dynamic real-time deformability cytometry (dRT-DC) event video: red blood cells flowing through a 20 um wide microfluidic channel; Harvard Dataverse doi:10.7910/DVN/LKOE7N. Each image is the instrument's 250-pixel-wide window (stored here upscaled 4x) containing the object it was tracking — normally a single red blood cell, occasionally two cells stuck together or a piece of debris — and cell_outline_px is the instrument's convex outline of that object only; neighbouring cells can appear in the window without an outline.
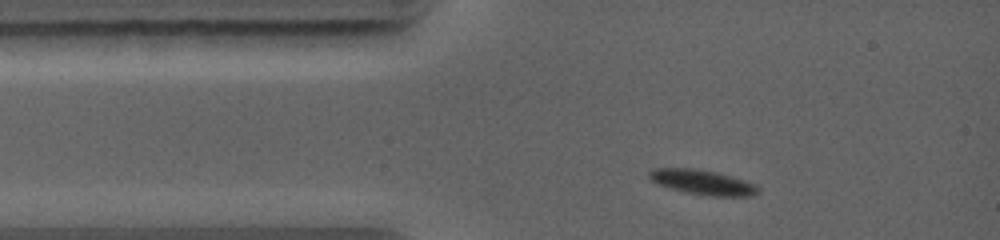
{"species": "common noctule bat (a hibernating species)", "species_latin": "Nyctalus noctula", "temperature_condition": "warm", "stored_images_in_passage": 4, "camera_frame_rate_fps": 5000, "um_per_image_px": 0.085, "animal": {"sex": "female", "body_mass_g": 19.0, "forearm_length_mm": 56.7}, "frame": {"image": 1, "passage_image": 1, "time_ms": 0.0, "image_size_px": [1000, 240], "cell_outline_px": [[760, 192], [752, 196], [712, 196], [684, 192], [660, 184], [652, 180], [648, 176], [648, 172], [656, 168], [696, 168], [716, 172], [732, 176], [756, 184], [760, 188]], "centroid_in_image_um": [59.78, 15.49], "position_along_channel_um": 25.2, "area_um2": 15.72}}
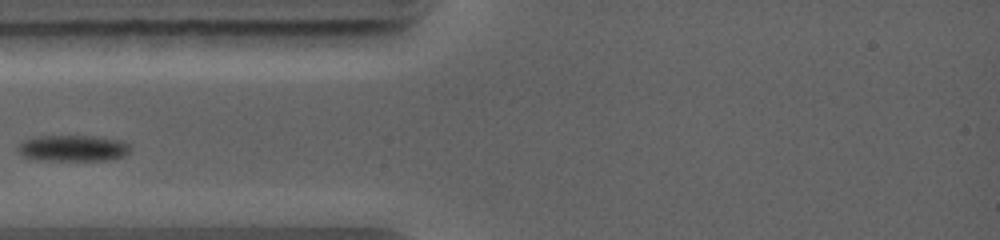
{"frame": {"image": 2, "passage_image": 3, "time_ms": 1.6, "image_size_px": [1000, 240], "cell_outline_px": [[128, 152], [124, 156], [108, 160], [32, 160], [24, 156], [20, 152], [20, 144], [24, 140], [40, 136], [92, 136], [120, 140], [128, 144]], "centroid_in_image_um": [6.2, 12.6], "position_along_channel_um": 78.8, "area_um2": 16.88}}
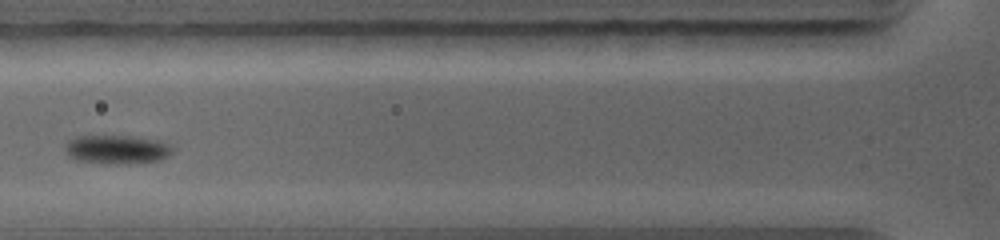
{"frame": {"image": 3, "passage_image": 4, "time_ms": 2.4, "image_size_px": [1000, 240], "cell_outline_px": [[172, 152], [168, 156], [160, 160], [124, 164], [112, 164], [76, 160], [68, 156], [64, 148], [68, 140], [76, 136], [136, 136], [160, 140], [168, 144], [172, 148]], "centroid_in_image_um": [9.93, 12.7], "position_along_channel_um": 115.9, "area_um2": 18.15}}